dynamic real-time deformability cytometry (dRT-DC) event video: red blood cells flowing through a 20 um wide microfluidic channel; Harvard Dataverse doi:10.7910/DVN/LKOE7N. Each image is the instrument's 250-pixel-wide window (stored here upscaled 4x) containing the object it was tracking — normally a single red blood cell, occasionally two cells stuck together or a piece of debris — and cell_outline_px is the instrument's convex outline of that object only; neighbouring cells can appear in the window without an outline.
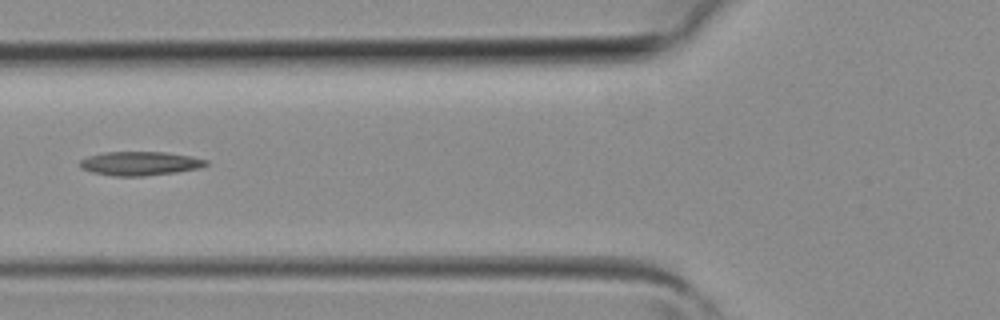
{"species": "common noctule bat (a hibernating species)", "species_latin": "Nyctalus noctula", "temperature_condition": "room temperature", "stored_images_in_passage": 4, "camera_frame_rate_fps": 3000, "um_per_image_px": 0.085, "animal": {"sex": "female", "body_mass_g": 19.3, "forearm_length_mm": 54.1}, "frame": {"image": 1, "passage_image": 4, "time_ms": 1.0, "image_size_px": [1000, 320], "cell_outline_px": [[208, 164], [200, 168], [176, 172], [144, 176], [116, 176], [92, 172], [80, 168], [76, 164], [80, 160], [88, 156], [104, 152], [164, 152], [192, 156], [208, 160]], "centroid_in_image_um": [11.87, 13.89], "position_along_channel_um": 113.9, "area_um2": 17.69}}